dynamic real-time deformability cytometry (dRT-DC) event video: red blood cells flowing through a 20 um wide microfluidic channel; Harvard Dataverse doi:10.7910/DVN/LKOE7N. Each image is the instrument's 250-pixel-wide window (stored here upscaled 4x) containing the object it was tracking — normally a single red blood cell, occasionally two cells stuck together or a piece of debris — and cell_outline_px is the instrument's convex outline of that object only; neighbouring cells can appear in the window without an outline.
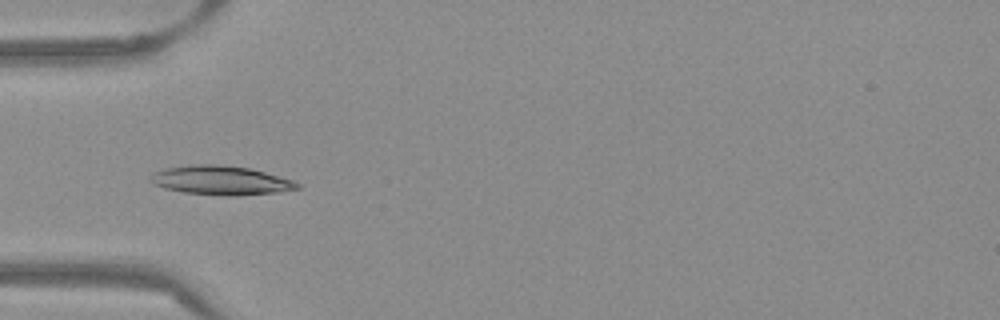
{"species": "Egyptian fruit bat (a non-hibernating species)", "species_latin": "Rousettus aegyptiacus", "temperature_condition": "warm", "stored_images_in_passage": 39, "camera_frame_rate_fps": 3000, "um_per_image_px": 0.085, "frame": {"image": 1, "passage_image": 3, "time_ms": 0.667, "image_size_px": [1000, 320], "cell_outline_px": [[300, 188], [280, 192], [236, 196], [228, 196], [184, 192], [164, 188], [152, 184], [148, 180], [156, 172], [164, 168], [188, 164], [216, 164], [248, 168], [264, 172], [292, 180], [300, 184]], "centroid_in_image_um": [18.75, 15.33], "position_along_channel_um": 66.2, "area_um2": 24.85}}
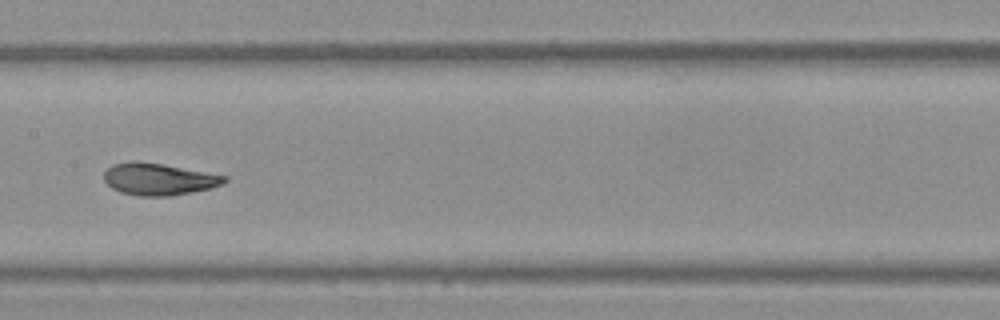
{"frame": {"image": 2, "passage_image": 13, "time_ms": 4.0, "image_size_px": [1000, 320], "cell_outline_px": [[228, 180], [224, 184], [212, 188], [168, 196], [136, 196], [120, 192], [112, 188], [104, 180], [104, 172], [112, 164], [164, 164], [228, 176]], "centroid_in_image_um": [13.56, 15.27], "position_along_channel_um": 193.8, "area_um2": 21.85}}
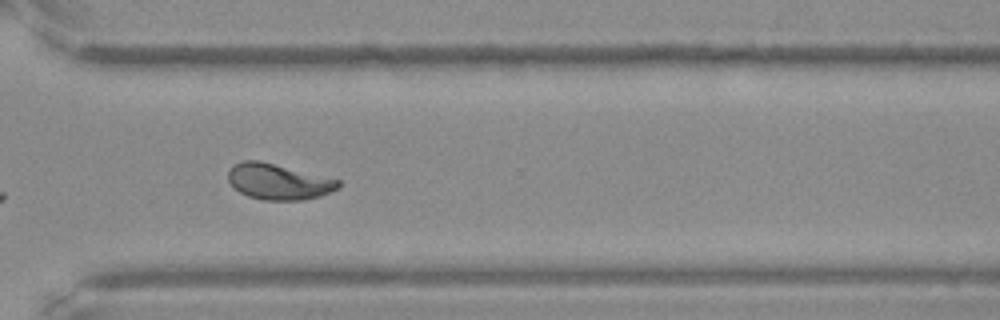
{"frame": {"image": 3, "passage_image": 25, "time_ms": 8.0, "image_size_px": [1000, 320], "cell_outline_px": [[340, 188], [320, 196], [304, 200], [264, 200], [248, 196], [240, 192], [228, 180], [228, 172], [232, 164], [244, 160], [260, 160], [340, 180]], "centroid_in_image_um": [23.67, 15.43], "position_along_channel_um": 346.9, "area_um2": 23.0}, "authors_computed_cell_mechanics": {"area_um2": 22.6576, "velocity_mm_per_s": 3.8361, "shape_relaxation_time_tau1_ms": 7.094, "shape_relaxation_time_tau2_ms": 0.9389, "deformation_change_tau1": 0.2239, "deformation_change_tau2": 0.0483}}